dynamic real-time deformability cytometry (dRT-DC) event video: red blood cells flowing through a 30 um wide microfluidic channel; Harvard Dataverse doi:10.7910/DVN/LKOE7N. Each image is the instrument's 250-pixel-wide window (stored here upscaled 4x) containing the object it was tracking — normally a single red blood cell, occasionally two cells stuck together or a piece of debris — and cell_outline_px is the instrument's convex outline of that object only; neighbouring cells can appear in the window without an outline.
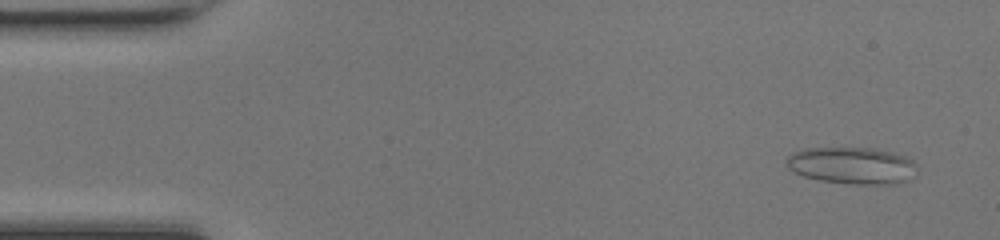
{"species": "common noctule bat (a hibernating species)", "species_latin": "Nyctalus noctula", "temperature_condition": "room temperature", "stored_images_in_passage": 48, "camera_frame_rate_fps": 3000, "um_per_image_px": 0.085, "animal": {"sex": "female", "body_mass_g": 17.0, "forearm_length_mm": 48.0}, "frame": {"image": 1, "passage_image": 3, "time_ms": 0.667, "image_size_px": [1000, 240], "cell_outline_px": [[916, 176], [908, 180], [896, 184], [848, 184], [820, 180], [804, 176], [788, 168], [784, 160], [792, 152], [808, 148], [868, 148], [892, 152], [904, 156], [912, 160], [916, 164]], "centroid_in_image_um": [72.44, 14.08], "position_along_channel_um": 12.6, "area_um2": 28.21}}
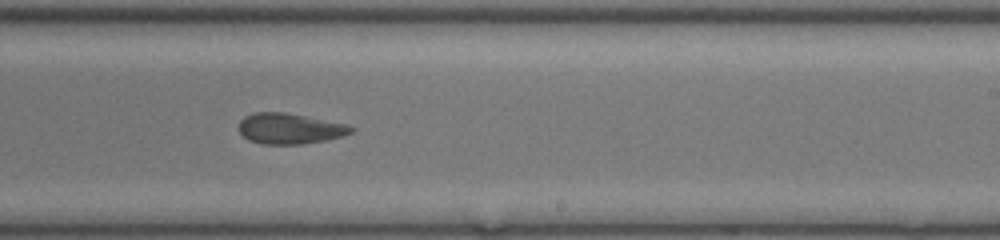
{"frame": {"image": 2, "passage_image": 29, "time_ms": 9.333, "image_size_px": [1000, 240], "cell_outline_px": [[356, 128], [352, 132], [340, 136], [324, 140], [300, 144], [260, 144], [248, 140], [240, 132], [240, 120], [244, 116], [252, 112], [288, 112], [344, 124]], "centroid_in_image_um": [24.58, 10.92], "position_along_channel_um": 264.4, "area_um2": 19.94}}
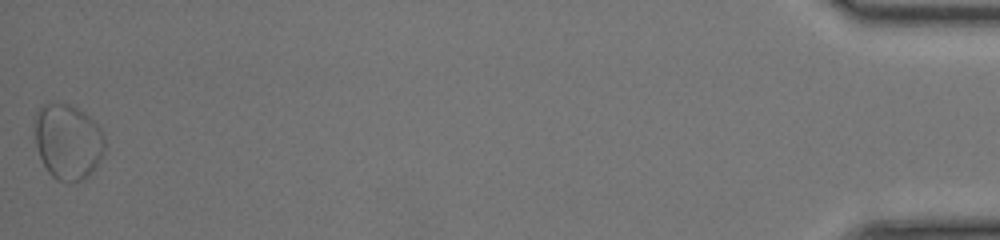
{"frame": {"image": 3, "passage_image": 48, "time_ms": 15.667, "image_size_px": [1000, 240], "cell_outline_px": [[104, 148], [92, 172], [88, 176], [80, 180], [56, 180], [48, 172], [40, 156], [36, 144], [36, 112], [44, 104], [72, 104], [84, 112], [100, 128], [104, 136]], "centroid_in_image_um": [5.77, 12.02], "position_along_channel_um": 429.4, "area_um2": 30.06}, "authors_computed_cell_mechanics": {"area_um2": 20.6635, "velocity_mm_per_s": 4.2701, "shape_relaxation_time_tau1_ms": 3.2879, "shape_relaxation_time_tau2_ms": 3.9909, "deformation_change_tau1": 0.1203, "deformation_change_tau2": 0.1252}}